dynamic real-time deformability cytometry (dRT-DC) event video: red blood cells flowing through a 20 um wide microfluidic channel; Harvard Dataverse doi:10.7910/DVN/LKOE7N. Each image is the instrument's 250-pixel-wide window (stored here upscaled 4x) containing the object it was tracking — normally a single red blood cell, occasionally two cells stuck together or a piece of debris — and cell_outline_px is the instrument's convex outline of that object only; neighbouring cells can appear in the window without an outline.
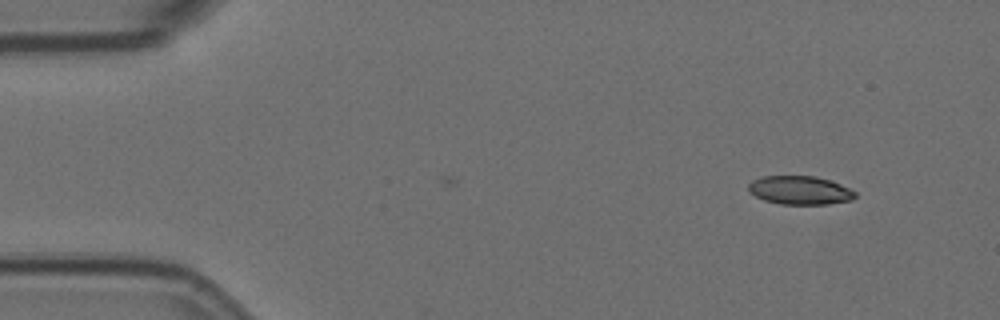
{"species": "Egyptian fruit bat (a non-hibernating species)", "species_latin": "Rousettus aegyptiacus", "temperature_condition": "room temperature", "stored_images_in_passage": 4, "camera_frame_rate_fps": 3000, "um_per_image_px": 0.085, "animal": {"sex": "female"}, "frame": {"image": 1, "passage_image": 4, "time_ms": 1.0, "image_size_px": [1000, 320], "cell_outline_px": [[856, 196], [852, 200], [828, 204], [780, 204], [764, 200], [748, 192], [748, 184], [752, 180], [764, 176], [816, 176], [840, 184], [856, 192]], "centroid_in_image_um": [67.97, 16.17], "position_along_channel_um": 17.0, "area_um2": 17.74}}